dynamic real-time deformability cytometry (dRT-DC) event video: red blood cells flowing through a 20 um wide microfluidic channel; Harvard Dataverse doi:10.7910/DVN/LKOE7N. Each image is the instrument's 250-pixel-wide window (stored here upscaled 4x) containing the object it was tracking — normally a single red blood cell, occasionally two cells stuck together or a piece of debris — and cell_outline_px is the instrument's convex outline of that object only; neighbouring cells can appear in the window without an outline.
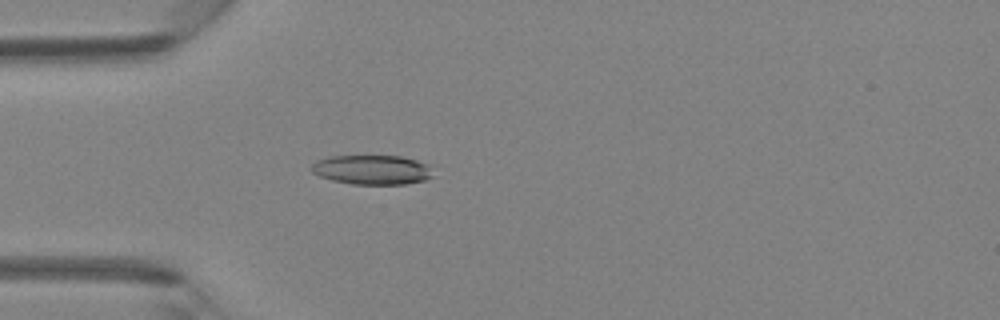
{"species": "Egyptian fruit bat (a non-hibernating species)", "species_latin": "Rousettus aegyptiacus", "temperature_condition": "room temperature", "stored_images_in_passage": 42, "camera_frame_rate_fps": 3000, "um_per_image_px": 0.085, "animal": {"sex": "female"}, "frame": {"image": 1, "passage_image": 12, "time_ms": 3.667, "image_size_px": [1000, 320], "cell_outline_px": [[432, 176], [424, 180], [404, 184], [352, 184], [332, 180], [320, 176], [312, 172], [312, 164], [316, 160], [328, 156], [400, 156], [432, 164]], "centroid_in_image_um": [31.65, 14.42], "position_along_channel_um": 53.4, "area_um2": 20.98}}
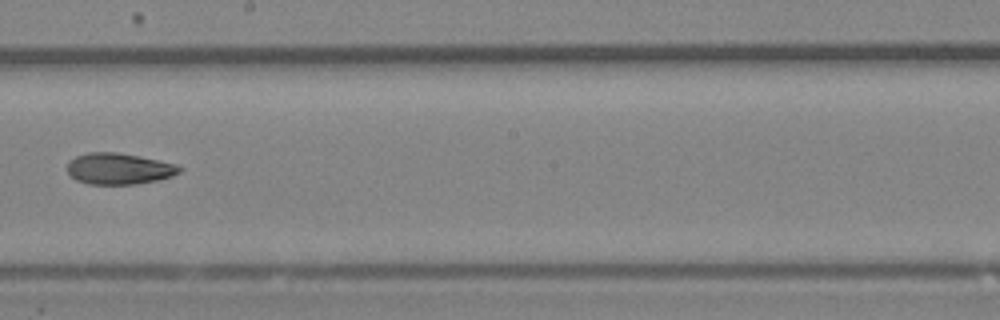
{"frame": {"image": 2, "passage_image": 24, "time_ms": 7.667, "image_size_px": [1000, 320], "cell_outline_px": [[184, 168], [180, 172], [172, 176], [160, 180], [136, 184], [88, 184], [76, 180], [68, 172], [68, 160], [76, 156], [88, 152], [116, 152], [140, 156], [160, 160], [176, 164]], "centroid_in_image_um": [10.14, 14.34], "position_along_channel_um": 238.1, "area_um2": 20.63}}
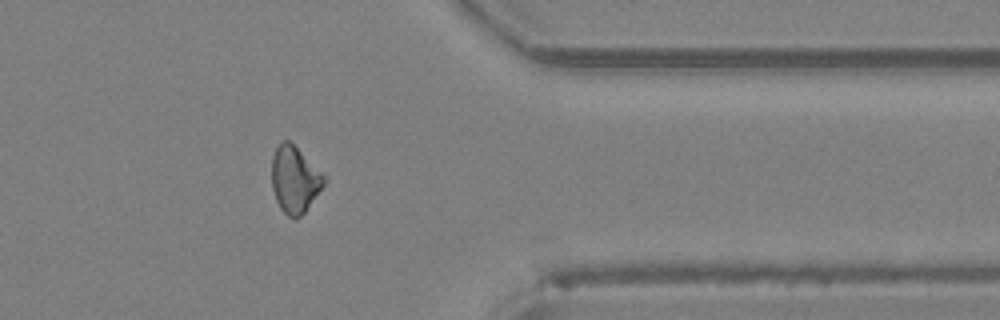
{"frame": {"image": 3, "passage_image": 34, "time_ms": 11.0, "image_size_px": [1000, 320], "cell_outline_px": [[324, 184], [304, 212], [296, 220], [288, 216], [280, 208], [276, 200], [272, 188], [272, 156], [280, 140], [288, 140], [324, 176]], "centroid_in_image_um": [24.99, 15.28], "position_along_channel_um": 386.4, "area_um2": 19.71}}